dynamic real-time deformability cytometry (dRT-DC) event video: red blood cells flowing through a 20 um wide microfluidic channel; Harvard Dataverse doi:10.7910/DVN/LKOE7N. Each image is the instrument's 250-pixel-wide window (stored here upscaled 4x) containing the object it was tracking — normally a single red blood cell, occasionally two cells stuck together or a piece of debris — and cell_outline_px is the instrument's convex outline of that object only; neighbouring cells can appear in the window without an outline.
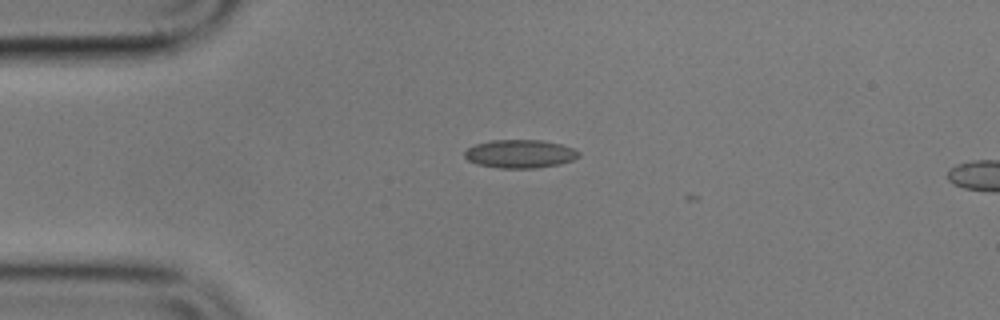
{"species": "common noctule bat (a hibernating species)", "species_latin": "Nyctalus noctula", "temperature_condition": "cold", "stored_images_in_passage": 4, "camera_frame_rate_fps": 3000, "um_per_image_px": 0.085, "animal": {"sex": "male", "body_mass_g": 17.9}, "frame": {"image": 1, "passage_image": 1, "time_ms": 0.0, "image_size_px": [1000, 320], "cell_outline_px": [[580, 156], [572, 160], [560, 164], [536, 168], [500, 168], [476, 164], [468, 160], [464, 156], [464, 152], [468, 148], [476, 144], [488, 140], [540, 140], [560, 144], [572, 148], [580, 152]], "centroid_in_image_um": [44.19, 13.08], "position_along_channel_um": 40.8, "area_um2": 18.84}}